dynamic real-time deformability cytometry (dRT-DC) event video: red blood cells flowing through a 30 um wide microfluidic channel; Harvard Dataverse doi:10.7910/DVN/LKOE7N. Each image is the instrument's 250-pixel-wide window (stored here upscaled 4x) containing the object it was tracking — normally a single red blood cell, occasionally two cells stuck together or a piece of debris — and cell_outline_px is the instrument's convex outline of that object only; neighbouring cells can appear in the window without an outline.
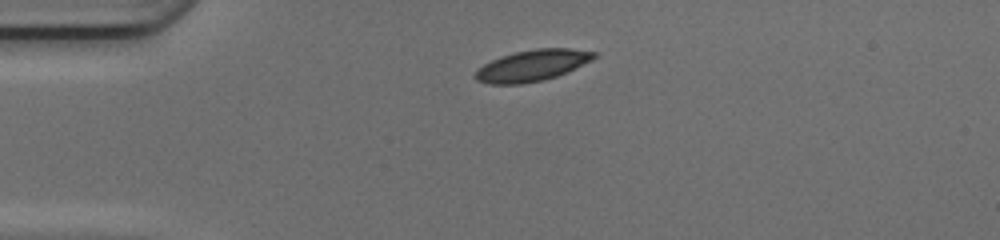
{"species": "common noctule bat (a hibernating species)", "species_latin": "Nyctalus noctula", "temperature_condition": "cold", "stored_images_in_passage": 39, "camera_frame_rate_fps": 3000, "um_per_image_px": 0.085, "animal": {"sex": "female", "body_mass_g": 17.0, "forearm_length_mm": 48.0}, "frame": {"image": 1, "passage_image": 1, "time_ms": 0.0, "image_size_px": [1000, 240], "cell_outline_px": [[596, 56], [592, 60], [556, 76], [544, 80], [520, 84], [488, 84], [476, 80], [472, 76], [484, 64], [500, 56], [516, 52], [536, 48], [568, 48], [596, 52]], "centroid_in_image_um": [45.21, 5.57], "position_along_channel_um": 39.8, "area_um2": 21.44}}
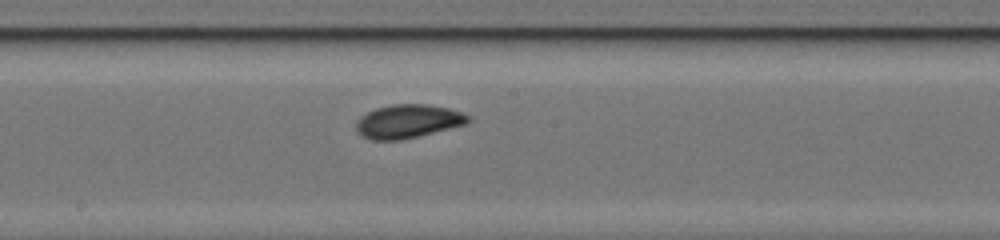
{"frame": {"image": 2, "passage_image": 16, "time_ms": 5.0, "image_size_px": [1000, 240], "cell_outline_px": [[472, 120], [468, 124], [420, 136], [400, 140], [372, 140], [360, 136], [356, 132], [356, 120], [360, 116], [376, 108], [392, 104], [424, 104], [448, 108], [460, 112], [468, 116]], "centroid_in_image_um": [34.66, 10.33], "position_along_channel_um": 213.5, "area_um2": 22.14}}
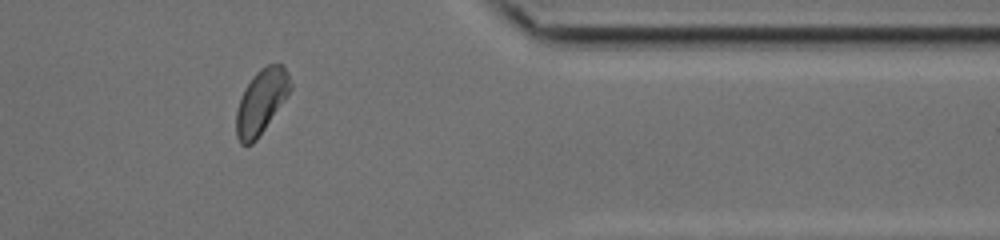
{"frame": {"image": 3, "passage_image": 30, "time_ms": 9.667, "image_size_px": [1000, 240], "cell_outline_px": [[292, 88], [256, 140], [252, 144], [240, 144], [236, 136], [236, 112], [244, 88], [252, 76], [260, 68], [268, 64], [284, 64], [288, 72], [292, 84]], "centroid_in_image_um": [22.2, 8.6], "position_along_channel_um": 389.2, "area_um2": 20.17}, "authors_computed_cell_mechanics": {"area_um2": 21.1548, "velocity_mm_per_s": 4.1662, "shape_relaxation_time_tau1_ms": 2.7097, "shape_relaxation_time_tau2_ms": 2.3368, "deformation_change_tau1": 0.1026, "deformation_change_tau2": 0.0696}}